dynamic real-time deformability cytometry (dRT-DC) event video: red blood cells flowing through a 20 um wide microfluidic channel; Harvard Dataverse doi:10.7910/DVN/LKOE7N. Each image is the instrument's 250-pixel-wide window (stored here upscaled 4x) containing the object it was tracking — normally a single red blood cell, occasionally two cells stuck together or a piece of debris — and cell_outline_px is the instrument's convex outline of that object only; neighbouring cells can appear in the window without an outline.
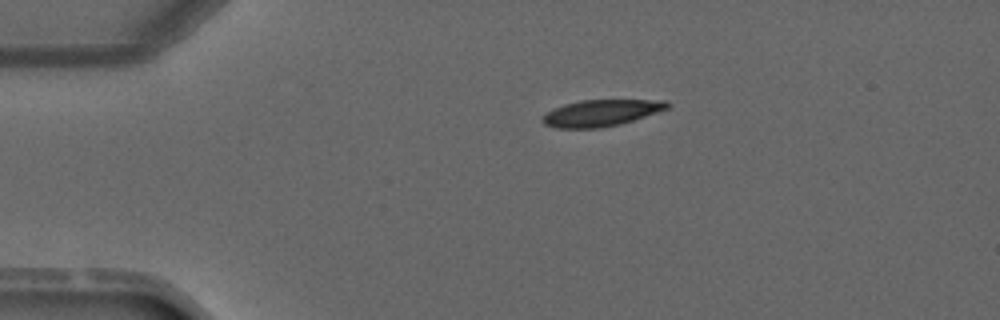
{"species": "common noctule bat (a hibernating species)", "species_latin": "Nyctalus noctula", "temperature_condition": "warm", "stored_images_in_passage": 2, "camera_frame_rate_fps": 3000, "um_per_image_px": 0.085, "animal": {"sex": "male", "forearm_length_mm": 52.5}, "frame": {"image": 1, "passage_image": 1, "time_ms": 0.0, "image_size_px": [1000, 320], "cell_outline_px": [[672, 104], [668, 108], [620, 124], [600, 128], [556, 128], [544, 124], [540, 120], [552, 108], [564, 104], [580, 100], [668, 100]], "centroid_in_image_um": [51.08, 9.59], "position_along_channel_um": 33.9, "area_um2": 19.25}}